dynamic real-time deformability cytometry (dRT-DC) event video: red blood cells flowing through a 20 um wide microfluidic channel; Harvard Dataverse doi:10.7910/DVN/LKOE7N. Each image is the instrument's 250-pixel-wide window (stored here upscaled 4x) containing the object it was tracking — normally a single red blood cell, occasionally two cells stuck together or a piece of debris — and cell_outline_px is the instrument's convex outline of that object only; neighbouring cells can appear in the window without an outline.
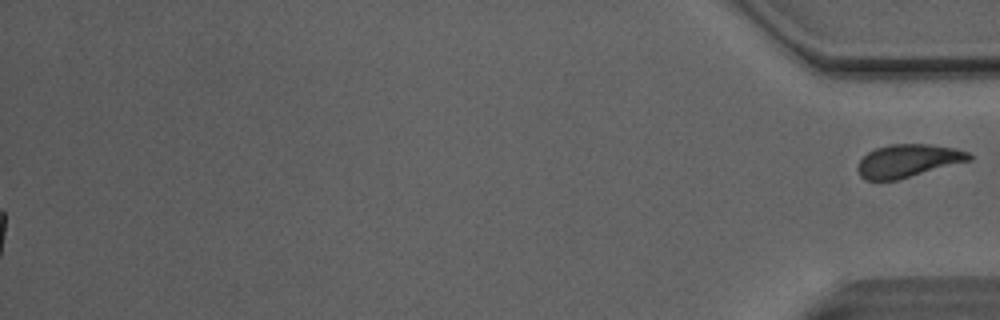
{"species": "Egyptian fruit bat (a non-hibernating species)", "species_latin": "Rousettus aegyptiacus", "temperature_condition": "room temperature", "stored_images_in_passage": 52, "segment_of_instrument_passage": [2, 2], "camera_frame_rate_fps": 3000, "um_per_image_px": 0.085, "animal": {"sex": "male"}, "frame": {"image": 1, "passage_image": 52, "time_ms": 17.0, "image_size_px": [1000, 320], "cell_outline_px": [[972, 160], [896, 180], [864, 180], [860, 176], [856, 168], [860, 160], [868, 152], [876, 148], [892, 144], [928, 144], [956, 148], [968, 152], [972, 156]], "centroid_in_image_um": [77.18, 13.66], "position_along_channel_um": 358.0, "area_um2": 21.33}}